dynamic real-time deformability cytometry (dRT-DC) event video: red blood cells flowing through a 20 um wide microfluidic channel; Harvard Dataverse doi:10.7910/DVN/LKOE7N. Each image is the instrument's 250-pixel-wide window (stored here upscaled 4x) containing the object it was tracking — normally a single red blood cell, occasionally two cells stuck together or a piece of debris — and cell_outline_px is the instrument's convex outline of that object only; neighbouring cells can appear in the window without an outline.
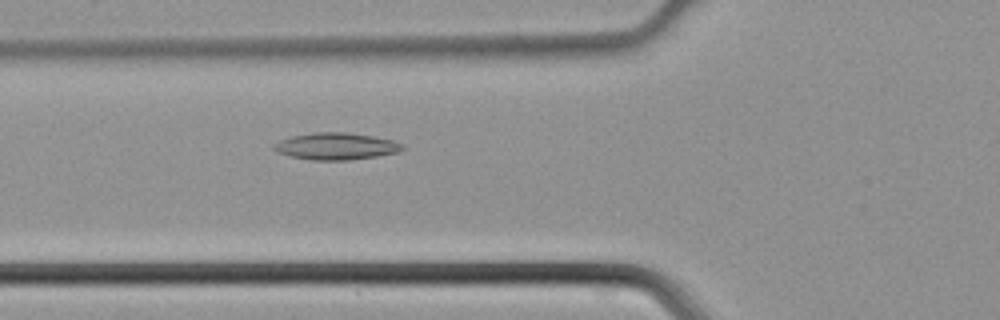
{"species": "common noctule bat (a hibernating species)", "species_latin": "Nyctalus noctula", "temperature_condition": "cold", "stored_images_in_passage": 44, "camera_frame_rate_fps": 3000, "um_per_image_px": 0.085, "animal": {"sex": "male", "body_mass_g": 21.5, "forearm_length_mm": 52.0}, "frame": {"image": 1, "passage_image": 16, "time_ms": 5.0, "image_size_px": [1000, 320], "cell_outline_px": [[404, 148], [400, 152], [376, 156], [348, 160], [312, 160], [292, 156], [276, 152], [272, 148], [272, 144], [280, 140], [292, 136], [312, 132], [348, 132], [372, 136], [392, 140], [404, 144]], "centroid_in_image_um": [28.56, 12.42], "position_along_channel_um": 97.2, "area_um2": 20.23}}
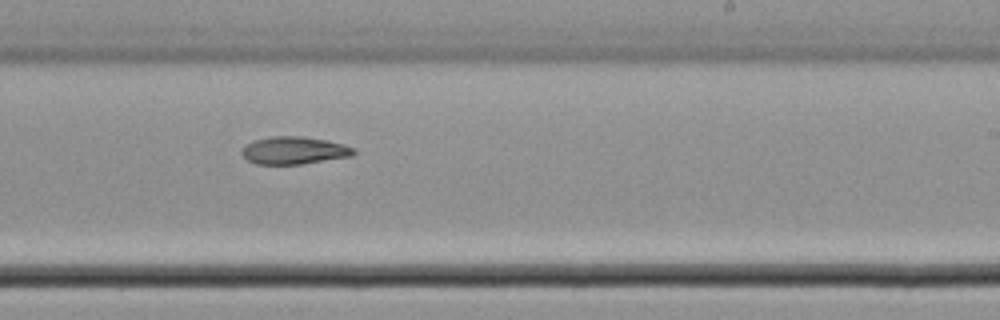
{"frame": {"image": 2, "passage_image": 27, "time_ms": 8.667, "image_size_px": [1000, 320], "cell_outline_px": [[356, 152], [352, 156], [300, 164], [256, 164], [248, 160], [240, 152], [248, 144], [256, 140], [272, 136], [304, 136], [328, 140], [344, 144], [356, 148]], "centroid_in_image_um": [25.05, 12.78], "position_along_channel_um": 263.9, "area_um2": 17.92}}
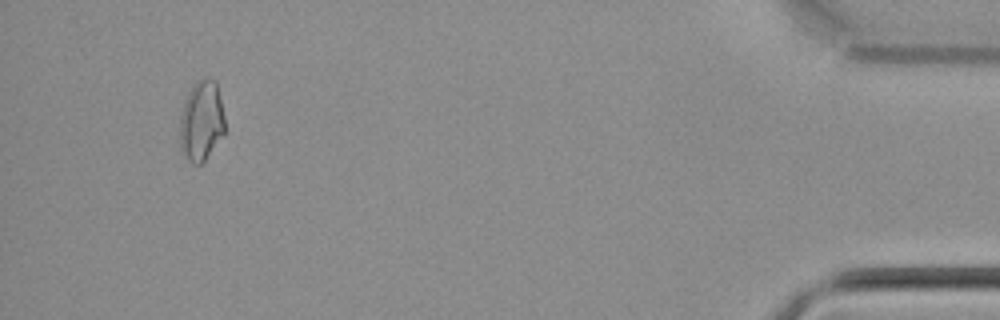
{"frame": {"image": 3, "passage_image": 42, "time_ms": 13.667, "image_size_px": [1000, 320], "cell_outline_px": [[224, 132], [204, 160], [200, 164], [192, 164], [180, 152], [180, 116], [184, 100], [188, 92], [196, 80], [216, 80], [224, 116]], "centroid_in_image_um": [17.08, 10.29], "position_along_channel_um": 418.1, "area_um2": 20.87}}